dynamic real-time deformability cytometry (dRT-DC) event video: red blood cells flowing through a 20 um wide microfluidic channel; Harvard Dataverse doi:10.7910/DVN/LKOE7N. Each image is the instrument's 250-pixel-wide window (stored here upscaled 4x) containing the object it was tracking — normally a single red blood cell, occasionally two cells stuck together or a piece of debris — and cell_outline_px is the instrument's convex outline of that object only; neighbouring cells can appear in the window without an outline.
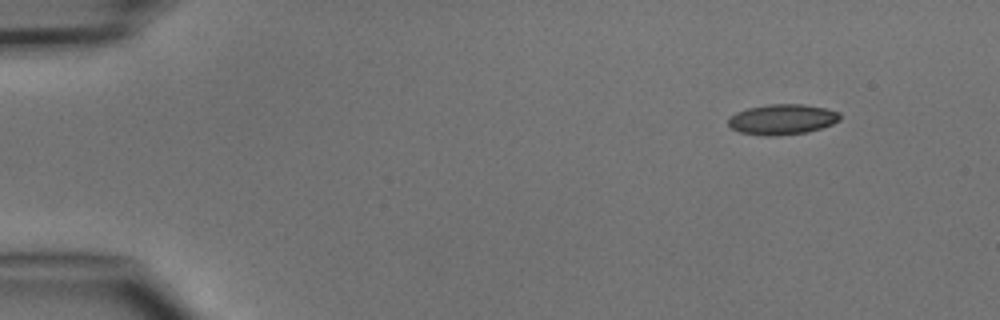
{"species": "common noctule bat (a hibernating species)", "species_latin": "Nyctalus noctula", "temperature_condition": "cold", "stored_images_in_passage": 3, "camera_frame_rate_fps": 3000, "um_per_image_px": 0.085, "animal": {"sex": "male", "body_mass_g": 15.6}, "frame": {"image": 1, "passage_image": 1, "time_ms": 0.0, "image_size_px": [1000, 320], "cell_outline_px": [[840, 120], [832, 124], [808, 132], [776, 136], [764, 136], [740, 132], [732, 128], [728, 124], [728, 116], [736, 112], [748, 108], [768, 104], [804, 104], [828, 108], [840, 112]], "centroid_in_image_um": [66.49, 10.14], "position_along_channel_um": 18.5, "area_um2": 20.0}}
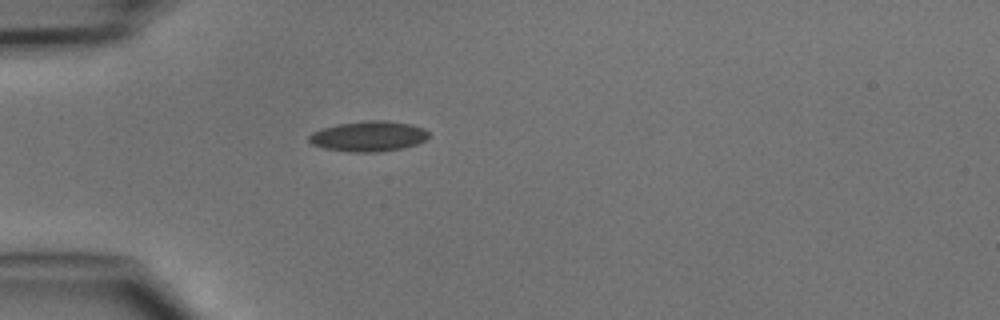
{"frame": {"image": 2, "passage_image": 3, "time_ms": 3.0, "image_size_px": [1000, 320], "cell_outline_px": [[428, 136], [424, 140], [416, 144], [404, 148], [380, 152], [348, 152], [324, 148], [312, 144], [308, 140], [308, 136], [312, 132], [336, 124], [364, 120], [388, 120], [412, 124], [424, 128], [428, 132]], "centroid_in_image_um": [31.32, 11.58], "position_along_channel_um": 53.7, "area_um2": 21.39}}